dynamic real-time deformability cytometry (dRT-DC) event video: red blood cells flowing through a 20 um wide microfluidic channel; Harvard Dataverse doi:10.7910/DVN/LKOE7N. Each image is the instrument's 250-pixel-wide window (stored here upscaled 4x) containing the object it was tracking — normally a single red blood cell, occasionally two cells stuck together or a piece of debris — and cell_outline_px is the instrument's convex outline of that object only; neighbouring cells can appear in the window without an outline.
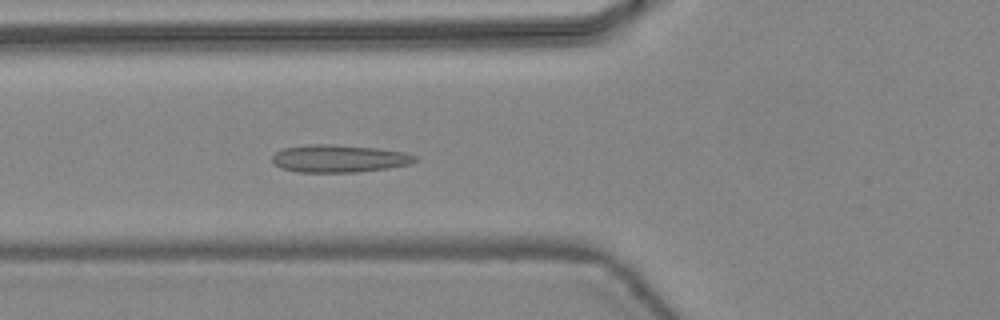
{"species": "common noctule bat (a hibernating species)", "species_latin": "Nyctalus noctula", "temperature_condition": "warm", "stored_images_in_passage": 46, "camera_frame_rate_fps": 3000, "um_per_image_px": 0.085, "animal": {"sex": "female", "body_mass_g": 24.6, "forearm_length_mm": 56.2}, "frame": {"image": 1, "passage_image": 18, "time_ms": 5.667, "image_size_px": [1000, 320], "cell_outline_px": [[416, 160], [408, 164], [388, 168], [356, 172], [296, 172], [280, 168], [272, 160], [272, 156], [276, 152], [284, 148], [308, 144], [332, 144], [380, 148], [408, 152], [416, 156]], "centroid_in_image_um": [28.83, 13.47], "position_along_channel_um": 97.0, "area_um2": 23.06}}
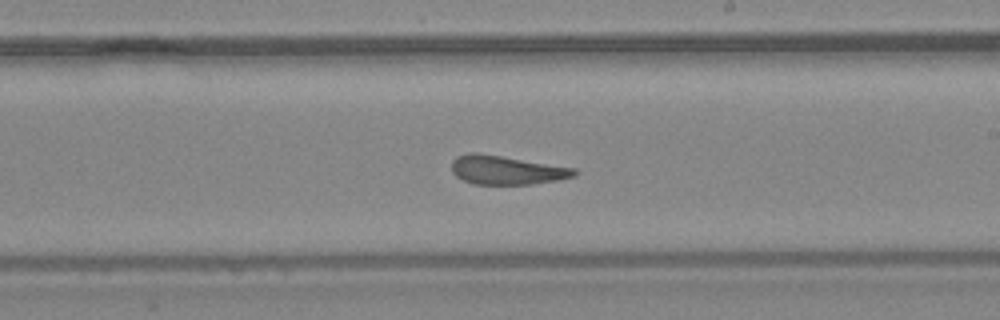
{"frame": {"image": 2, "passage_image": 28, "time_ms": 9.0, "image_size_px": [1000, 320], "cell_outline_px": [[576, 176], [560, 180], [532, 184], [472, 184], [456, 176], [452, 172], [452, 160], [456, 156], [468, 152], [476, 152], [576, 168]], "centroid_in_image_um": [43.04, 14.45], "position_along_channel_um": 246.0, "area_um2": 20.69}}
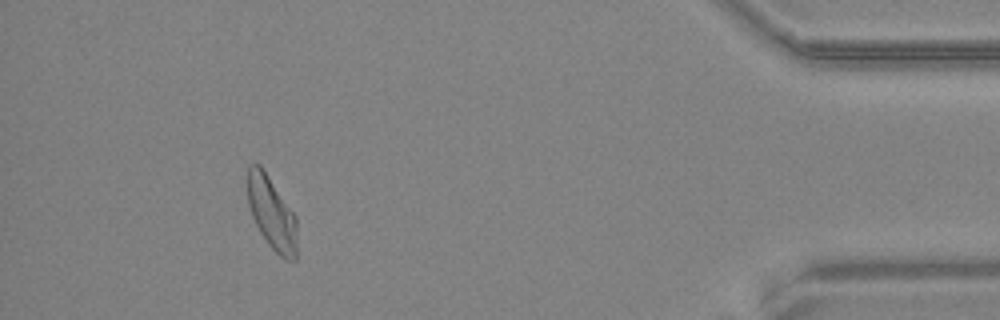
{"frame": {"image": 3, "passage_image": 43, "time_ms": 14.0, "image_size_px": [1000, 320], "cell_outline_px": [[296, 260], [284, 260], [268, 244], [260, 232], [252, 216], [248, 204], [248, 164], [260, 164], [296, 216]], "centroid_in_image_um": [23.1, 18.13], "position_along_channel_um": 412.1, "area_um2": 20.81}, "authors_computed_cell_mechanics": {"area_um2": 21.964, "velocity_mm_per_s": 4.4492, "shape_relaxation_time_tau1_ms": null, "shape_relaxation_time_tau2_ms": 1.6905, "deformation_change_tau1": null, "deformation_change_tau2": 0.0803}}